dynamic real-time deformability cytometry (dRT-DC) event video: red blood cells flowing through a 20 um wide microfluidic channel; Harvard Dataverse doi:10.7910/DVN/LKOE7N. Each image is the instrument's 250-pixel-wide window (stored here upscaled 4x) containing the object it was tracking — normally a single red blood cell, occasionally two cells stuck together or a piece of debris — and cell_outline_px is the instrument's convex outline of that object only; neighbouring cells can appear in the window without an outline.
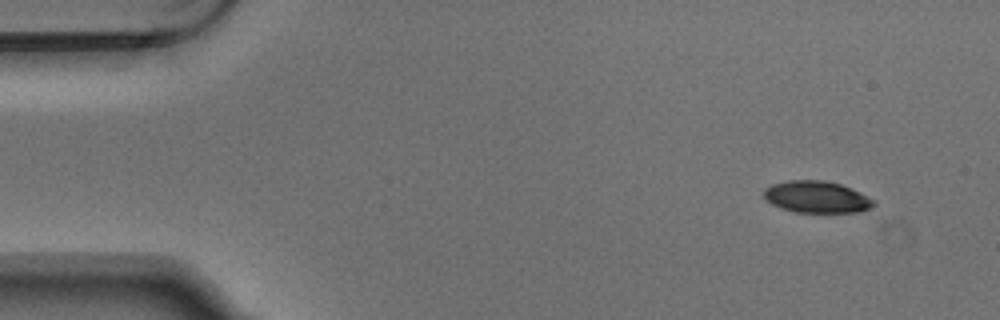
{"species": "Egyptian fruit bat (a non-hibernating species)", "species_latin": "Rousettus aegyptiacus", "temperature_condition": "warm", "stored_images_in_passage": 4, "camera_frame_rate_fps": 3000, "um_per_image_px": 0.085, "animal": {"sex": "male"}, "frame": {"image": 1, "passage_image": 1, "time_ms": 0.0, "image_size_px": [1000, 320], "cell_outline_px": [[876, 204], [872, 208], [860, 212], [796, 212], [780, 208], [764, 200], [764, 188], [772, 184], [788, 180], [824, 180], [840, 184], [860, 192], [876, 200]], "centroid_in_image_um": [69.43, 16.74], "position_along_channel_um": 15.6, "area_um2": 20.58}}
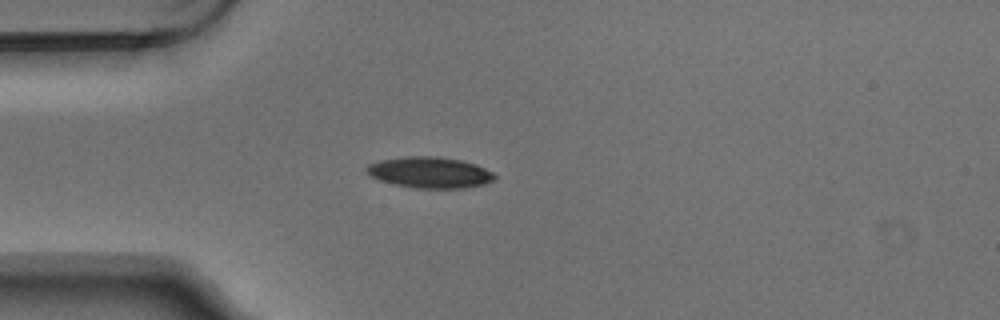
{"frame": {"image": 2, "passage_image": 3, "time_ms": 0.667, "image_size_px": [1000, 320], "cell_outline_px": [[496, 180], [484, 184], [464, 188], [416, 188], [396, 184], [380, 180], [368, 176], [364, 168], [368, 164], [380, 160], [404, 156], [440, 156], [460, 160], [476, 164], [492, 172], [496, 176]], "centroid_in_image_um": [36.51, 14.65], "position_along_channel_um": 48.5, "area_um2": 23.35}}